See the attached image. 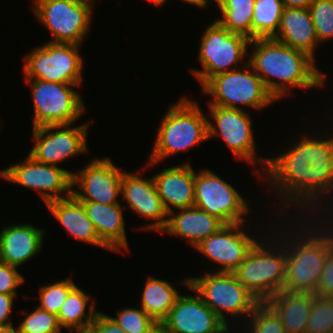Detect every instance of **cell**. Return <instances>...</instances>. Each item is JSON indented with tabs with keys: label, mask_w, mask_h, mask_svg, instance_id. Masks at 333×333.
Here are the masks:
<instances>
[{
	"label": "cell",
	"mask_w": 333,
	"mask_h": 333,
	"mask_svg": "<svg viewBox=\"0 0 333 333\" xmlns=\"http://www.w3.org/2000/svg\"><path fill=\"white\" fill-rule=\"evenodd\" d=\"M262 166L269 183L277 188L273 189L284 197L283 207L292 202H301L302 207L317 205L333 190V137L315 140L303 136L291 150L263 159Z\"/></svg>",
	"instance_id": "1"
},
{
	"label": "cell",
	"mask_w": 333,
	"mask_h": 333,
	"mask_svg": "<svg viewBox=\"0 0 333 333\" xmlns=\"http://www.w3.org/2000/svg\"><path fill=\"white\" fill-rule=\"evenodd\" d=\"M251 44L255 50L248 63L276 101L287 95L290 87L309 89L324 85L323 74L315 67V60L308 54L273 38L252 39Z\"/></svg>",
	"instance_id": "2"
},
{
	"label": "cell",
	"mask_w": 333,
	"mask_h": 333,
	"mask_svg": "<svg viewBox=\"0 0 333 333\" xmlns=\"http://www.w3.org/2000/svg\"><path fill=\"white\" fill-rule=\"evenodd\" d=\"M157 131L147 166L208 140V120L196 102L181 98L170 106Z\"/></svg>",
	"instance_id": "3"
},
{
	"label": "cell",
	"mask_w": 333,
	"mask_h": 333,
	"mask_svg": "<svg viewBox=\"0 0 333 333\" xmlns=\"http://www.w3.org/2000/svg\"><path fill=\"white\" fill-rule=\"evenodd\" d=\"M308 231L286 248V276L283 290L315 293L328 252L333 248V230ZM330 231V232H329ZM311 233V235H309ZM313 233V234H312ZM318 233V234H317ZM321 234V236L319 235ZM299 239V240H298ZM297 242V243H296Z\"/></svg>",
	"instance_id": "4"
},
{
	"label": "cell",
	"mask_w": 333,
	"mask_h": 333,
	"mask_svg": "<svg viewBox=\"0 0 333 333\" xmlns=\"http://www.w3.org/2000/svg\"><path fill=\"white\" fill-rule=\"evenodd\" d=\"M190 278V279H189ZM182 284L201 297L218 317L228 326L225 314L249 315L260 301L245 288L233 272L206 273L202 277H189ZM226 312V313H223Z\"/></svg>",
	"instance_id": "5"
},
{
	"label": "cell",
	"mask_w": 333,
	"mask_h": 333,
	"mask_svg": "<svg viewBox=\"0 0 333 333\" xmlns=\"http://www.w3.org/2000/svg\"><path fill=\"white\" fill-rule=\"evenodd\" d=\"M259 242L254 245L233 274L260 302H266L283 289L287 262L285 246L289 243L283 242L281 247L278 245V248H274L278 249L275 251L273 248L269 250L267 246L265 248L264 244Z\"/></svg>",
	"instance_id": "6"
},
{
	"label": "cell",
	"mask_w": 333,
	"mask_h": 333,
	"mask_svg": "<svg viewBox=\"0 0 333 333\" xmlns=\"http://www.w3.org/2000/svg\"><path fill=\"white\" fill-rule=\"evenodd\" d=\"M245 65L247 70L236 69L217 74L202 86L203 92L213 97L207 105L235 109L239 108L237 105H245L262 109L276 101L252 66L246 61Z\"/></svg>",
	"instance_id": "7"
},
{
	"label": "cell",
	"mask_w": 333,
	"mask_h": 333,
	"mask_svg": "<svg viewBox=\"0 0 333 333\" xmlns=\"http://www.w3.org/2000/svg\"><path fill=\"white\" fill-rule=\"evenodd\" d=\"M250 41L244 35L230 32L215 20L206 27L201 38L198 59L203 69H193L191 72L203 86L217 74L236 70L230 66H237L246 56Z\"/></svg>",
	"instance_id": "8"
},
{
	"label": "cell",
	"mask_w": 333,
	"mask_h": 333,
	"mask_svg": "<svg viewBox=\"0 0 333 333\" xmlns=\"http://www.w3.org/2000/svg\"><path fill=\"white\" fill-rule=\"evenodd\" d=\"M80 46L50 41L35 48L24 58V79L80 86L83 67L82 58L78 54Z\"/></svg>",
	"instance_id": "9"
},
{
	"label": "cell",
	"mask_w": 333,
	"mask_h": 333,
	"mask_svg": "<svg viewBox=\"0 0 333 333\" xmlns=\"http://www.w3.org/2000/svg\"><path fill=\"white\" fill-rule=\"evenodd\" d=\"M33 95V128L46 125H72L84 112L79 93L72 87L76 84L46 82L39 79H25ZM71 88H70V87Z\"/></svg>",
	"instance_id": "10"
},
{
	"label": "cell",
	"mask_w": 333,
	"mask_h": 333,
	"mask_svg": "<svg viewBox=\"0 0 333 333\" xmlns=\"http://www.w3.org/2000/svg\"><path fill=\"white\" fill-rule=\"evenodd\" d=\"M91 1V2H90ZM93 0H35L34 13L54 36L51 42L80 45L88 31Z\"/></svg>",
	"instance_id": "11"
},
{
	"label": "cell",
	"mask_w": 333,
	"mask_h": 333,
	"mask_svg": "<svg viewBox=\"0 0 333 333\" xmlns=\"http://www.w3.org/2000/svg\"><path fill=\"white\" fill-rule=\"evenodd\" d=\"M194 206L201 208L224 225L244 223L248 204L237 190L214 172L195 173Z\"/></svg>",
	"instance_id": "12"
},
{
	"label": "cell",
	"mask_w": 333,
	"mask_h": 333,
	"mask_svg": "<svg viewBox=\"0 0 333 333\" xmlns=\"http://www.w3.org/2000/svg\"><path fill=\"white\" fill-rule=\"evenodd\" d=\"M72 175V171L37 162L30 155L24 163L0 171L5 180L38 191L45 203L72 195ZM62 192L66 197L60 196Z\"/></svg>",
	"instance_id": "13"
},
{
	"label": "cell",
	"mask_w": 333,
	"mask_h": 333,
	"mask_svg": "<svg viewBox=\"0 0 333 333\" xmlns=\"http://www.w3.org/2000/svg\"><path fill=\"white\" fill-rule=\"evenodd\" d=\"M69 126V124H60L33 128L35 146L28 155L37 162L57 166L71 156L85 153L89 124Z\"/></svg>",
	"instance_id": "14"
},
{
	"label": "cell",
	"mask_w": 333,
	"mask_h": 333,
	"mask_svg": "<svg viewBox=\"0 0 333 333\" xmlns=\"http://www.w3.org/2000/svg\"><path fill=\"white\" fill-rule=\"evenodd\" d=\"M123 173L107 157L94 159L80 172H73L72 188L79 185L82 191L72 190V195L78 201L119 204Z\"/></svg>",
	"instance_id": "15"
},
{
	"label": "cell",
	"mask_w": 333,
	"mask_h": 333,
	"mask_svg": "<svg viewBox=\"0 0 333 333\" xmlns=\"http://www.w3.org/2000/svg\"><path fill=\"white\" fill-rule=\"evenodd\" d=\"M210 115L216 124L208 120V138L220 136L226 145L236 155L248 163H254L255 142L251 128L250 115L241 108H225L221 106L208 105Z\"/></svg>",
	"instance_id": "16"
},
{
	"label": "cell",
	"mask_w": 333,
	"mask_h": 333,
	"mask_svg": "<svg viewBox=\"0 0 333 333\" xmlns=\"http://www.w3.org/2000/svg\"><path fill=\"white\" fill-rule=\"evenodd\" d=\"M160 325L169 333H228L229 327L201 297L179 295Z\"/></svg>",
	"instance_id": "17"
},
{
	"label": "cell",
	"mask_w": 333,
	"mask_h": 333,
	"mask_svg": "<svg viewBox=\"0 0 333 333\" xmlns=\"http://www.w3.org/2000/svg\"><path fill=\"white\" fill-rule=\"evenodd\" d=\"M243 223L223 225L194 248L221 265L218 272H233L258 242L241 228ZM241 227V228H240Z\"/></svg>",
	"instance_id": "18"
},
{
	"label": "cell",
	"mask_w": 333,
	"mask_h": 333,
	"mask_svg": "<svg viewBox=\"0 0 333 333\" xmlns=\"http://www.w3.org/2000/svg\"><path fill=\"white\" fill-rule=\"evenodd\" d=\"M139 171L135 174L123 173L121 195L125 199L131 210L136 211L142 217L156 220L145 226V229L162 231L166 225L168 213L166 212L161 198L159 197L153 177L143 179L139 176Z\"/></svg>",
	"instance_id": "19"
},
{
	"label": "cell",
	"mask_w": 333,
	"mask_h": 333,
	"mask_svg": "<svg viewBox=\"0 0 333 333\" xmlns=\"http://www.w3.org/2000/svg\"><path fill=\"white\" fill-rule=\"evenodd\" d=\"M153 179L168 214L172 206L178 210L194 206L195 172L188 162L163 169Z\"/></svg>",
	"instance_id": "20"
},
{
	"label": "cell",
	"mask_w": 333,
	"mask_h": 333,
	"mask_svg": "<svg viewBox=\"0 0 333 333\" xmlns=\"http://www.w3.org/2000/svg\"><path fill=\"white\" fill-rule=\"evenodd\" d=\"M44 230L30 224L10 225L0 232V262L19 267L42 248Z\"/></svg>",
	"instance_id": "21"
},
{
	"label": "cell",
	"mask_w": 333,
	"mask_h": 333,
	"mask_svg": "<svg viewBox=\"0 0 333 333\" xmlns=\"http://www.w3.org/2000/svg\"><path fill=\"white\" fill-rule=\"evenodd\" d=\"M273 39L315 60L314 51L319 42L309 8H284L279 30Z\"/></svg>",
	"instance_id": "22"
},
{
	"label": "cell",
	"mask_w": 333,
	"mask_h": 333,
	"mask_svg": "<svg viewBox=\"0 0 333 333\" xmlns=\"http://www.w3.org/2000/svg\"><path fill=\"white\" fill-rule=\"evenodd\" d=\"M92 221L99 239L111 250H129L125 222L120 204L105 205L99 202L80 201Z\"/></svg>",
	"instance_id": "23"
},
{
	"label": "cell",
	"mask_w": 333,
	"mask_h": 333,
	"mask_svg": "<svg viewBox=\"0 0 333 333\" xmlns=\"http://www.w3.org/2000/svg\"><path fill=\"white\" fill-rule=\"evenodd\" d=\"M179 212L175 215L173 210L168 214L167 225L161 233L168 232L186 238L193 247L224 225L219 219L196 206L179 209Z\"/></svg>",
	"instance_id": "24"
},
{
	"label": "cell",
	"mask_w": 333,
	"mask_h": 333,
	"mask_svg": "<svg viewBox=\"0 0 333 333\" xmlns=\"http://www.w3.org/2000/svg\"><path fill=\"white\" fill-rule=\"evenodd\" d=\"M50 212L72 237L109 249L100 239L84 205L73 195L46 203Z\"/></svg>",
	"instance_id": "25"
},
{
	"label": "cell",
	"mask_w": 333,
	"mask_h": 333,
	"mask_svg": "<svg viewBox=\"0 0 333 333\" xmlns=\"http://www.w3.org/2000/svg\"><path fill=\"white\" fill-rule=\"evenodd\" d=\"M314 294L281 290L266 303L276 312L286 333H306Z\"/></svg>",
	"instance_id": "26"
},
{
	"label": "cell",
	"mask_w": 333,
	"mask_h": 333,
	"mask_svg": "<svg viewBox=\"0 0 333 333\" xmlns=\"http://www.w3.org/2000/svg\"><path fill=\"white\" fill-rule=\"evenodd\" d=\"M171 284L164 280L148 277L143 290L141 307L158 324L169 314L180 295Z\"/></svg>",
	"instance_id": "27"
},
{
	"label": "cell",
	"mask_w": 333,
	"mask_h": 333,
	"mask_svg": "<svg viewBox=\"0 0 333 333\" xmlns=\"http://www.w3.org/2000/svg\"><path fill=\"white\" fill-rule=\"evenodd\" d=\"M89 299L88 294L75 286L68 293L57 316L60 327L70 331L90 328L98 312L95 311L92 303L88 314H85Z\"/></svg>",
	"instance_id": "28"
},
{
	"label": "cell",
	"mask_w": 333,
	"mask_h": 333,
	"mask_svg": "<svg viewBox=\"0 0 333 333\" xmlns=\"http://www.w3.org/2000/svg\"><path fill=\"white\" fill-rule=\"evenodd\" d=\"M222 13L217 21L230 32L252 40V19L255 0H215Z\"/></svg>",
	"instance_id": "29"
},
{
	"label": "cell",
	"mask_w": 333,
	"mask_h": 333,
	"mask_svg": "<svg viewBox=\"0 0 333 333\" xmlns=\"http://www.w3.org/2000/svg\"><path fill=\"white\" fill-rule=\"evenodd\" d=\"M284 8L281 0H255L252 39L273 38L279 30Z\"/></svg>",
	"instance_id": "30"
},
{
	"label": "cell",
	"mask_w": 333,
	"mask_h": 333,
	"mask_svg": "<svg viewBox=\"0 0 333 333\" xmlns=\"http://www.w3.org/2000/svg\"><path fill=\"white\" fill-rule=\"evenodd\" d=\"M331 332H333V297L314 295L306 333Z\"/></svg>",
	"instance_id": "31"
},
{
	"label": "cell",
	"mask_w": 333,
	"mask_h": 333,
	"mask_svg": "<svg viewBox=\"0 0 333 333\" xmlns=\"http://www.w3.org/2000/svg\"><path fill=\"white\" fill-rule=\"evenodd\" d=\"M248 321L250 326L247 332L250 333H286L280 318L266 302H260L255 307Z\"/></svg>",
	"instance_id": "32"
},
{
	"label": "cell",
	"mask_w": 333,
	"mask_h": 333,
	"mask_svg": "<svg viewBox=\"0 0 333 333\" xmlns=\"http://www.w3.org/2000/svg\"><path fill=\"white\" fill-rule=\"evenodd\" d=\"M71 279L60 280L53 284L41 287L39 298L41 304L38 306L40 309L48 311L58 316L62 304L67 298L68 293L75 287Z\"/></svg>",
	"instance_id": "33"
},
{
	"label": "cell",
	"mask_w": 333,
	"mask_h": 333,
	"mask_svg": "<svg viewBox=\"0 0 333 333\" xmlns=\"http://www.w3.org/2000/svg\"><path fill=\"white\" fill-rule=\"evenodd\" d=\"M309 10L318 42L333 38V0H312Z\"/></svg>",
	"instance_id": "34"
},
{
	"label": "cell",
	"mask_w": 333,
	"mask_h": 333,
	"mask_svg": "<svg viewBox=\"0 0 333 333\" xmlns=\"http://www.w3.org/2000/svg\"><path fill=\"white\" fill-rule=\"evenodd\" d=\"M126 333H151L158 325L142 308H125L111 317Z\"/></svg>",
	"instance_id": "35"
},
{
	"label": "cell",
	"mask_w": 333,
	"mask_h": 333,
	"mask_svg": "<svg viewBox=\"0 0 333 333\" xmlns=\"http://www.w3.org/2000/svg\"><path fill=\"white\" fill-rule=\"evenodd\" d=\"M20 333H61L57 316L37 307L22 320Z\"/></svg>",
	"instance_id": "36"
},
{
	"label": "cell",
	"mask_w": 333,
	"mask_h": 333,
	"mask_svg": "<svg viewBox=\"0 0 333 333\" xmlns=\"http://www.w3.org/2000/svg\"><path fill=\"white\" fill-rule=\"evenodd\" d=\"M24 280L17 267L0 262V293L17 294L16 289Z\"/></svg>",
	"instance_id": "37"
},
{
	"label": "cell",
	"mask_w": 333,
	"mask_h": 333,
	"mask_svg": "<svg viewBox=\"0 0 333 333\" xmlns=\"http://www.w3.org/2000/svg\"><path fill=\"white\" fill-rule=\"evenodd\" d=\"M315 296L333 297V248L328 252Z\"/></svg>",
	"instance_id": "38"
},
{
	"label": "cell",
	"mask_w": 333,
	"mask_h": 333,
	"mask_svg": "<svg viewBox=\"0 0 333 333\" xmlns=\"http://www.w3.org/2000/svg\"><path fill=\"white\" fill-rule=\"evenodd\" d=\"M94 333H126L112 318L98 311L90 327Z\"/></svg>",
	"instance_id": "39"
},
{
	"label": "cell",
	"mask_w": 333,
	"mask_h": 333,
	"mask_svg": "<svg viewBox=\"0 0 333 333\" xmlns=\"http://www.w3.org/2000/svg\"><path fill=\"white\" fill-rule=\"evenodd\" d=\"M17 294H2L0 293V326L12 324L9 319L12 312L14 298ZM9 320V321H8Z\"/></svg>",
	"instance_id": "40"
},
{
	"label": "cell",
	"mask_w": 333,
	"mask_h": 333,
	"mask_svg": "<svg viewBox=\"0 0 333 333\" xmlns=\"http://www.w3.org/2000/svg\"><path fill=\"white\" fill-rule=\"evenodd\" d=\"M285 8H309L312 0H281Z\"/></svg>",
	"instance_id": "41"
},
{
	"label": "cell",
	"mask_w": 333,
	"mask_h": 333,
	"mask_svg": "<svg viewBox=\"0 0 333 333\" xmlns=\"http://www.w3.org/2000/svg\"><path fill=\"white\" fill-rule=\"evenodd\" d=\"M0 333H20L19 329L14 328L12 324L0 326Z\"/></svg>",
	"instance_id": "42"
},
{
	"label": "cell",
	"mask_w": 333,
	"mask_h": 333,
	"mask_svg": "<svg viewBox=\"0 0 333 333\" xmlns=\"http://www.w3.org/2000/svg\"><path fill=\"white\" fill-rule=\"evenodd\" d=\"M185 2H189L192 5H196V7H207L206 5L209 4L208 0H183Z\"/></svg>",
	"instance_id": "43"
},
{
	"label": "cell",
	"mask_w": 333,
	"mask_h": 333,
	"mask_svg": "<svg viewBox=\"0 0 333 333\" xmlns=\"http://www.w3.org/2000/svg\"><path fill=\"white\" fill-rule=\"evenodd\" d=\"M151 333H169L160 324H158Z\"/></svg>",
	"instance_id": "44"
},
{
	"label": "cell",
	"mask_w": 333,
	"mask_h": 333,
	"mask_svg": "<svg viewBox=\"0 0 333 333\" xmlns=\"http://www.w3.org/2000/svg\"><path fill=\"white\" fill-rule=\"evenodd\" d=\"M151 2L155 5V6H162L164 4V2H167V0H151Z\"/></svg>",
	"instance_id": "45"
},
{
	"label": "cell",
	"mask_w": 333,
	"mask_h": 333,
	"mask_svg": "<svg viewBox=\"0 0 333 333\" xmlns=\"http://www.w3.org/2000/svg\"><path fill=\"white\" fill-rule=\"evenodd\" d=\"M76 332H78V333H94L91 328L76 330Z\"/></svg>",
	"instance_id": "46"
}]
</instances>
